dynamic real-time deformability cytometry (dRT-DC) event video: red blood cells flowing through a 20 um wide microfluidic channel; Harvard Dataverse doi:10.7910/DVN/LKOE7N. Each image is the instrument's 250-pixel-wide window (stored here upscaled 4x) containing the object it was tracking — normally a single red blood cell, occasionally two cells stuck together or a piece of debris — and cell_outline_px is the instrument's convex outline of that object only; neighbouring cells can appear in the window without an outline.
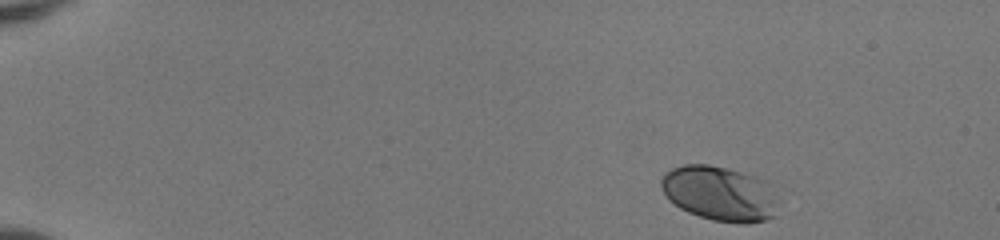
{"species": "human", "species_latin": "Homo sapiens", "temperature_condition": "room temperature", "stored_images_in_passage": 45, "camera_frame_rate_fps": 3000, "um_per_image_px": 0.085, "donor": {"sex": "female"}, "frame": {"image": 1, "passage_image": 1, "time_ms": 0.0, "image_size_px": [1000, 240], "cell_outline_px": [[784, 188], [780, 204], [776, 216], [768, 220], [744, 224], [740, 224], [712, 220], [688, 212], [680, 208], [668, 200], [660, 184], [660, 180], [664, 172], [672, 168], [684, 164], [708, 164], [772, 180]], "centroid_in_image_um": [61.37, 16.45], "position_along_channel_um": 23.6, "area_um2": 39.36}}
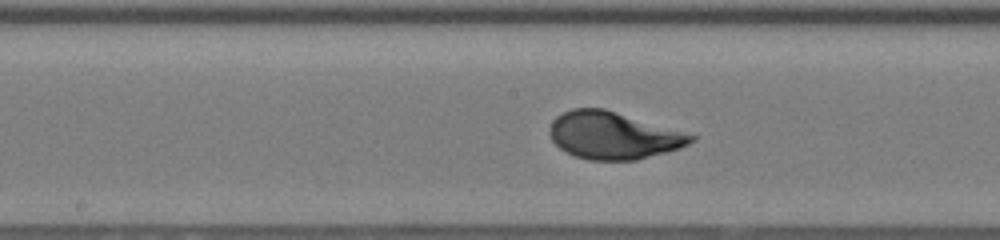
{"frame": {"image": 2, "passage_image": 23, "time_ms": 7.333, "image_size_px": [1000, 240], "cell_outline_px": [[696, 140], [680, 148], [636, 160], [588, 160], [572, 156], [560, 148], [552, 140], [548, 132], [548, 128], [552, 120], [556, 116], [572, 108], [604, 108], [696, 136]], "centroid_in_image_um": [52.07, 11.52], "position_along_channel_um": 196.1, "area_um2": 38.78}}
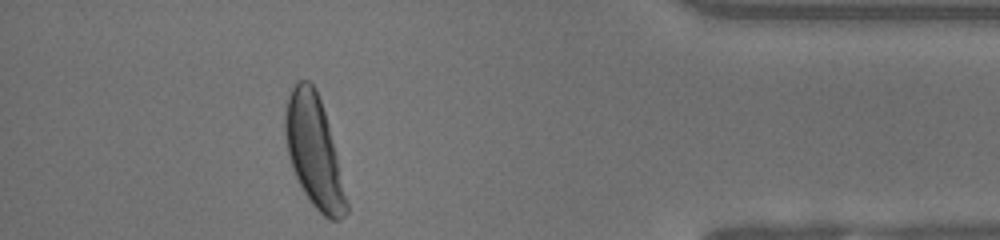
{"frame": {"image": 3, "passage_image": 41, "time_ms": 13.333, "image_size_px": [1000, 240], "cell_outline_px": [[348, 212], [340, 220], [328, 220], [312, 204], [304, 192], [292, 168], [288, 156], [284, 132], [284, 116], [288, 96], [292, 88], [300, 80], [308, 80], [316, 88], [328, 124], [348, 200]], "centroid_in_image_um": [26.68, 12.9], "position_along_channel_um": 408.5, "area_um2": 39.3}, "authors_computed_cell_mechanics": {"area_um2": 38.437, "velocity_mm_per_s": 4.0863, "shape_relaxation_time_tau1_ms": 3.0663, "shape_relaxation_time_tau2_ms": null, "deformation_change_tau1": 0.1751, "deformation_change_tau2": null}}